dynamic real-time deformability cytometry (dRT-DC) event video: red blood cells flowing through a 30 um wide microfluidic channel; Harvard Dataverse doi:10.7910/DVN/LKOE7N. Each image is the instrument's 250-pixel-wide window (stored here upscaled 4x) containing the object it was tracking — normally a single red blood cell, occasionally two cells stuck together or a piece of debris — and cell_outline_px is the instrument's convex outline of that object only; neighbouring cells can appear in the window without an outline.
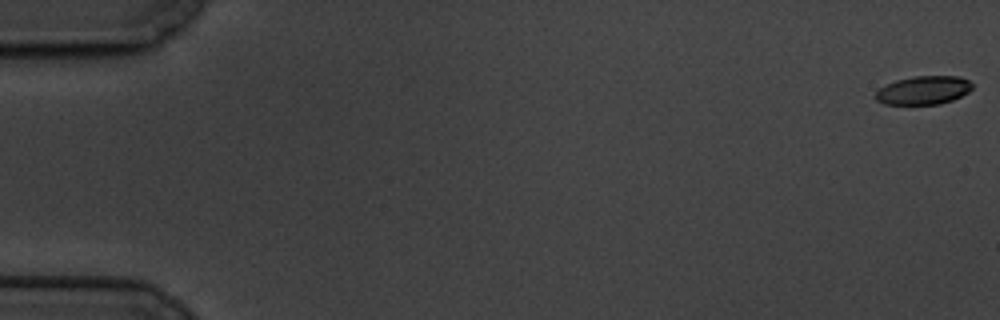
{"species": "common noctule bat (a hibernating species)", "species_latin": "Nyctalus noctula", "temperature_condition": "cold", "stored_images_in_passage": 62, "camera_frame_rate_fps": 3000, "um_per_image_px": 0.085, "animal": {"sex": "male", "body_mass_g": 19.5, "forearm_length_mm": 54.6}, "frame": {"image": 1, "passage_image": 1, "time_ms": 0.0, "image_size_px": [1000, 320], "cell_outline_px": [[972, 88], [968, 92], [952, 100], [940, 104], [884, 104], [876, 100], [872, 96], [880, 88], [896, 80], [912, 76], [960, 76], [968, 80], [972, 84]], "centroid_in_image_um": [78.48, 7.67], "position_along_channel_um": 6.5, "area_um2": 16.07}}
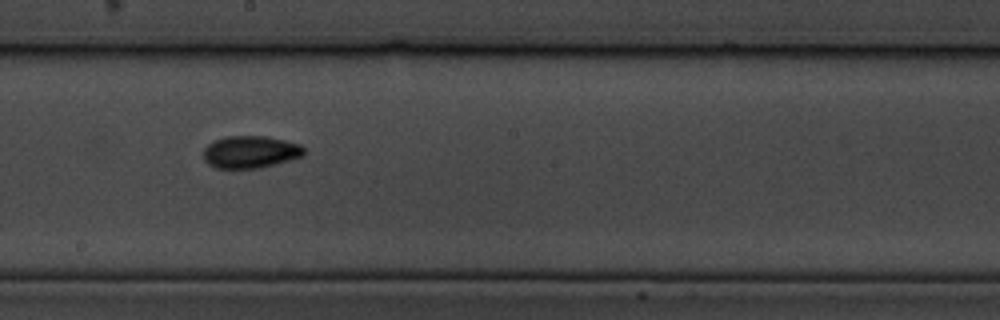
{"frame": {"image": 2, "passage_image": 35, "time_ms": 11.333, "image_size_px": [1000, 320], "cell_outline_px": [[304, 156], [276, 164], [260, 168], [216, 168], [208, 164], [204, 160], [204, 148], [208, 144], [224, 136], [268, 136], [300, 144], [304, 148]], "centroid_in_image_um": [21.29, 12.91], "position_along_channel_um": 226.9, "area_um2": 19.02}}
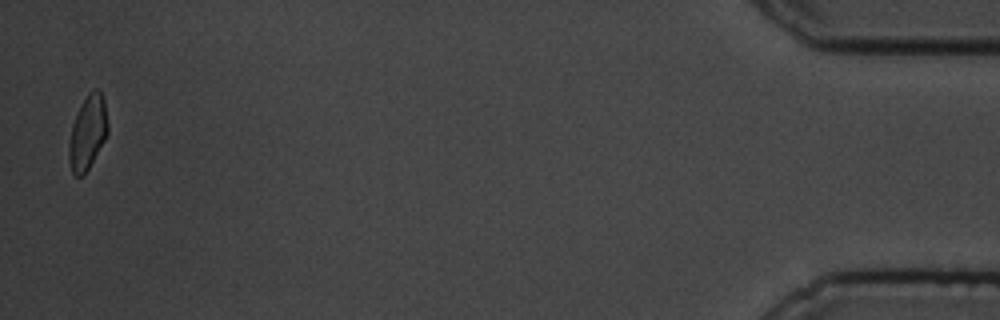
{"frame": {"image": 3, "passage_image": 61, "time_ms": 20.0, "image_size_px": [1000, 320], "cell_outline_px": [[108, 132], [104, 140], [84, 176], [76, 176], [72, 172], [68, 160], [68, 148], [72, 124], [88, 92], [96, 88], [100, 88], [104, 100], [108, 124]], "centroid_in_image_um": [7.45, 11.27], "position_along_channel_um": 427.8, "area_um2": 16.65}, "authors_computed_cell_mechanics": {"area_um2": 17.4845, "velocity_mm_per_s": 3.3145, "shape_relaxation_time_tau1_ms": 3.5692, "shape_relaxation_time_tau2_ms": 3.5379, "deformation_change_tau1": 0.1014, "deformation_change_tau2": 0.0838}}